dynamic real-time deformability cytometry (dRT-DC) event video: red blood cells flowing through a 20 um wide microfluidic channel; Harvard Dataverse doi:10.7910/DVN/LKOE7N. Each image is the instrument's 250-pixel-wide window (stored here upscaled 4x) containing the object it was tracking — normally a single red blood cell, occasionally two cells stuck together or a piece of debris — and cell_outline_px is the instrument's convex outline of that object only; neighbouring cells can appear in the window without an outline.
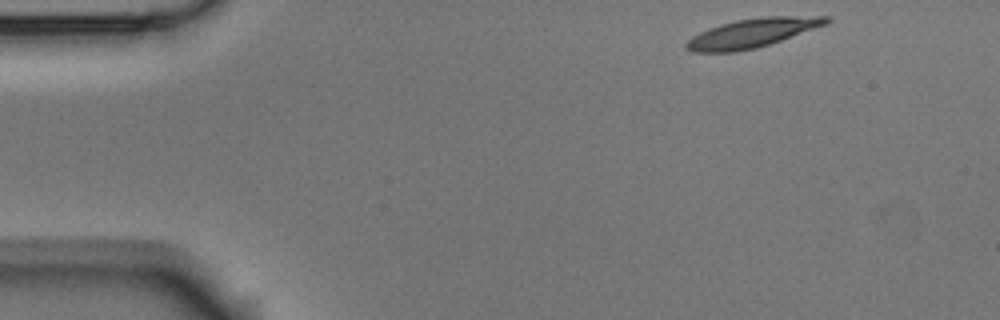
{"species": "Egyptian fruit bat (a non-hibernating species)", "species_latin": "Rousettus aegyptiacus", "temperature_condition": "room temperature", "stored_images_in_passage": 5, "camera_frame_rate_fps": 3000, "um_per_image_px": 0.085, "animal": {"sex": "male"}, "frame": {"image": 1, "passage_image": 1, "time_ms": 0.0, "image_size_px": [1000, 320], "cell_outline_px": [[832, 20], [824, 24], [780, 40], [756, 48], [736, 52], [692, 52], [684, 44], [692, 36], [700, 32], [720, 24], [736, 20], [764, 16], [832, 16]], "centroid_in_image_um": [63.9, 2.8], "position_along_channel_um": 21.1, "area_um2": 23.24}}
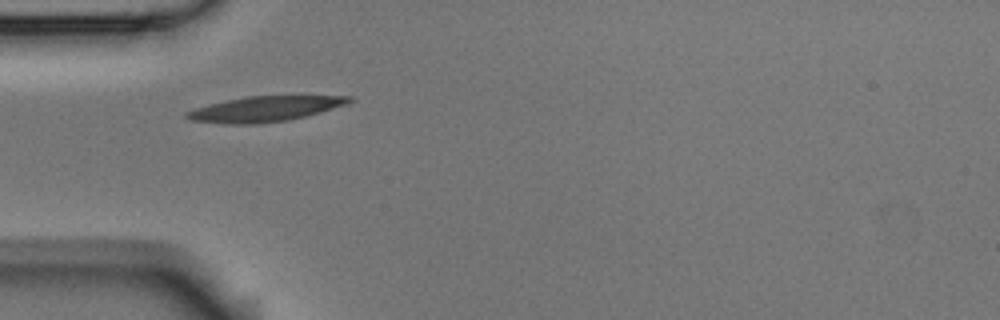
{"frame": {"image": 2, "passage_image": 4, "time_ms": 1.0, "image_size_px": [1000, 320], "cell_outline_px": [[352, 100], [344, 104], [320, 112], [288, 120], [256, 124], [228, 124], [192, 120], [184, 116], [184, 112], [208, 104], [224, 100], [244, 96], [352, 96]], "centroid_in_image_um": [22.43, 9.25], "position_along_channel_um": 62.6, "area_um2": 23.7}}
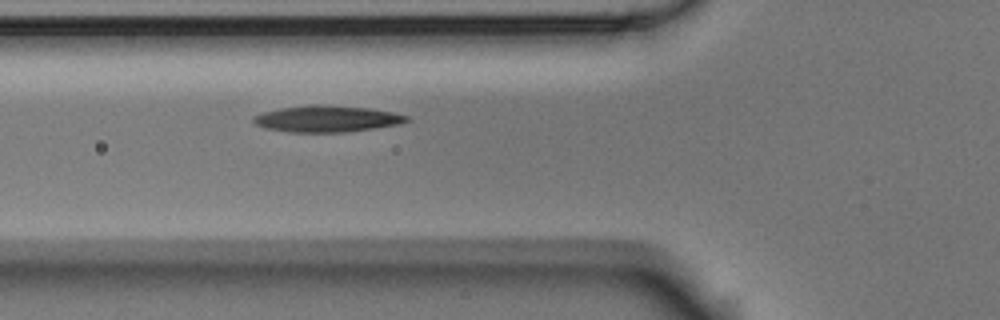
{"frame": {"image": 3, "passage_image": 5, "time_ms": 1.333, "image_size_px": [1000, 320], "cell_outline_px": [[412, 120], [400, 124], [376, 128], [344, 132], [288, 132], [264, 128], [256, 124], [252, 120], [252, 116], [264, 112], [280, 108], [312, 104], [316, 104], [372, 108], [392, 112], [408, 116]], "centroid_in_image_um": [27.8, 10.1], "position_along_channel_um": 98.0, "area_um2": 23.76}}